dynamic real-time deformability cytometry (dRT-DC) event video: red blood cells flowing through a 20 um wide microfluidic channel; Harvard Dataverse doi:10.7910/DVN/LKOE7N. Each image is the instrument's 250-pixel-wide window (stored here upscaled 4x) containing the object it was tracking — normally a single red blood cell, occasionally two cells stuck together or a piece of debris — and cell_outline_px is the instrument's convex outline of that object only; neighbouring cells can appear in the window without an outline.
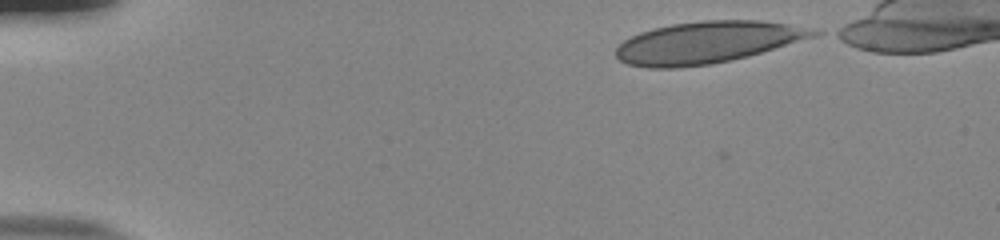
{"species": "human", "species_latin": "Homo sapiens", "temperature_condition": "room temperature", "stored_images_in_passage": 40, "camera_frame_rate_fps": 3000, "um_per_image_px": 0.085, "donor": {"sex": "male"}, "frame": {"image": 1, "passage_image": 1, "time_ms": 0.0, "image_size_px": [1000, 240], "cell_outline_px": [[824, 32], [816, 36], [748, 56], [712, 64], [676, 68], [648, 68], [628, 64], [620, 60], [616, 56], [616, 48], [624, 40], [640, 32], [652, 28], [672, 24], [700, 20], [764, 20], [816, 28]], "centroid_in_image_um": [60.16, 3.59], "position_along_channel_um": 24.8, "area_um2": 48.38}}
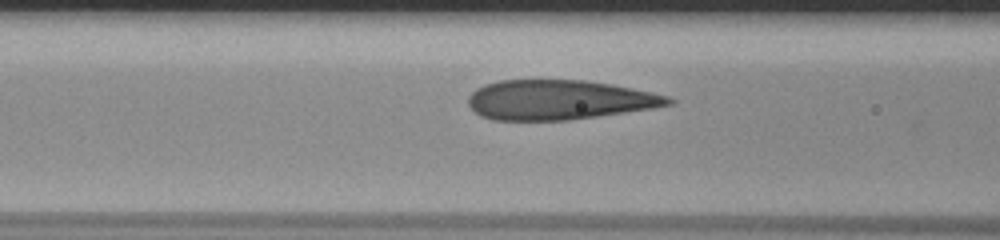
{"frame": {"image": 2, "passage_image": 16, "time_ms": 5.0, "image_size_px": [1000, 240], "cell_outline_px": [[676, 100], [672, 104], [652, 108], [568, 120], [492, 120], [480, 116], [468, 104], [468, 96], [476, 88], [484, 84], [500, 80], [584, 80], [612, 84], [652, 92], [668, 96]], "centroid_in_image_um": [47.5, 8.48], "position_along_channel_um": 119.1, "area_um2": 46.24}}
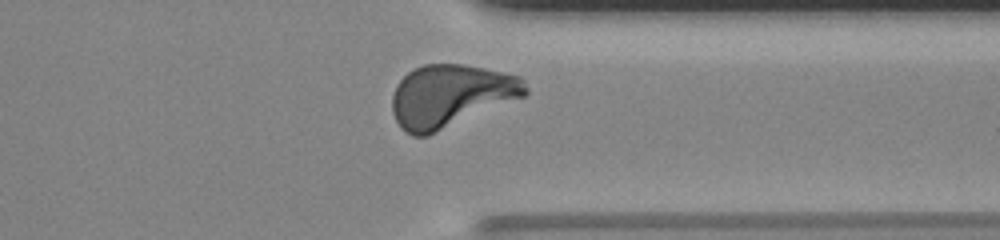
{"frame": {"image": 3, "passage_image": 36, "time_ms": 11.667, "image_size_px": [1000, 240], "cell_outline_px": [[528, 92], [524, 96], [428, 136], [412, 136], [404, 132], [400, 128], [392, 112], [392, 96], [396, 84], [408, 72], [424, 64], [464, 64], [504, 72], [520, 76], [524, 80], [528, 88]], "centroid_in_image_um": [38.29, 8.15], "position_along_channel_um": 373.1, "area_um2": 48.73}, "authors_computed_cell_mechanics": {"area_um2": 47.3382, "velocity_mm_per_s": 3.8213, "shape_relaxation_time_tau1_ms": 5.2886, "shape_relaxation_time_tau2_ms": null, "deformation_change_tau1": 0.2174, "deformation_change_tau2": null}}